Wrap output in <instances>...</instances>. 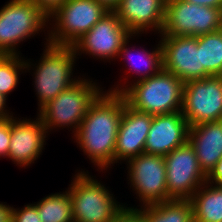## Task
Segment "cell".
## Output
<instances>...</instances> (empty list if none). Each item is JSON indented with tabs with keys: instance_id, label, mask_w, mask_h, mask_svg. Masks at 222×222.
Listing matches in <instances>:
<instances>
[{
	"instance_id": "obj_26",
	"label": "cell",
	"mask_w": 222,
	"mask_h": 222,
	"mask_svg": "<svg viewBox=\"0 0 222 222\" xmlns=\"http://www.w3.org/2000/svg\"><path fill=\"white\" fill-rule=\"evenodd\" d=\"M11 138V117L0 120V157H8Z\"/></svg>"
},
{
	"instance_id": "obj_5",
	"label": "cell",
	"mask_w": 222,
	"mask_h": 222,
	"mask_svg": "<svg viewBox=\"0 0 222 222\" xmlns=\"http://www.w3.org/2000/svg\"><path fill=\"white\" fill-rule=\"evenodd\" d=\"M45 45L44 53L33 73L39 110L79 80L71 78L78 58L73 46L55 45L48 41Z\"/></svg>"
},
{
	"instance_id": "obj_30",
	"label": "cell",
	"mask_w": 222,
	"mask_h": 222,
	"mask_svg": "<svg viewBox=\"0 0 222 222\" xmlns=\"http://www.w3.org/2000/svg\"><path fill=\"white\" fill-rule=\"evenodd\" d=\"M13 207L0 203V222H12Z\"/></svg>"
},
{
	"instance_id": "obj_24",
	"label": "cell",
	"mask_w": 222,
	"mask_h": 222,
	"mask_svg": "<svg viewBox=\"0 0 222 222\" xmlns=\"http://www.w3.org/2000/svg\"><path fill=\"white\" fill-rule=\"evenodd\" d=\"M31 65L30 61L19 55H0V94L7 99L8 94L17 87L20 71L31 70Z\"/></svg>"
},
{
	"instance_id": "obj_32",
	"label": "cell",
	"mask_w": 222,
	"mask_h": 222,
	"mask_svg": "<svg viewBox=\"0 0 222 222\" xmlns=\"http://www.w3.org/2000/svg\"><path fill=\"white\" fill-rule=\"evenodd\" d=\"M6 100L7 99L0 94V120H4L13 116V114L11 115L9 110L6 109Z\"/></svg>"
},
{
	"instance_id": "obj_16",
	"label": "cell",
	"mask_w": 222,
	"mask_h": 222,
	"mask_svg": "<svg viewBox=\"0 0 222 222\" xmlns=\"http://www.w3.org/2000/svg\"><path fill=\"white\" fill-rule=\"evenodd\" d=\"M153 115L136 111L126 104L116 139L114 163L119 160L129 161L131 158L144 153V145L148 136ZM118 161V162H117Z\"/></svg>"
},
{
	"instance_id": "obj_14",
	"label": "cell",
	"mask_w": 222,
	"mask_h": 222,
	"mask_svg": "<svg viewBox=\"0 0 222 222\" xmlns=\"http://www.w3.org/2000/svg\"><path fill=\"white\" fill-rule=\"evenodd\" d=\"M48 134L41 117L36 120L11 117V138L8 158L20 167L30 166L41 155Z\"/></svg>"
},
{
	"instance_id": "obj_4",
	"label": "cell",
	"mask_w": 222,
	"mask_h": 222,
	"mask_svg": "<svg viewBox=\"0 0 222 222\" xmlns=\"http://www.w3.org/2000/svg\"><path fill=\"white\" fill-rule=\"evenodd\" d=\"M74 176L68 187L74 222H112L125 209L89 172L80 171Z\"/></svg>"
},
{
	"instance_id": "obj_21",
	"label": "cell",
	"mask_w": 222,
	"mask_h": 222,
	"mask_svg": "<svg viewBox=\"0 0 222 222\" xmlns=\"http://www.w3.org/2000/svg\"><path fill=\"white\" fill-rule=\"evenodd\" d=\"M133 36H136V34H131L126 39V41L122 44L118 58L120 56L122 57V55H123V57L126 58L127 61L130 60L129 63L131 66H129V68L132 67V69H130V72H133V71L136 72L135 74H137L139 77V79H137V80H142V79L149 78L151 76L156 75L157 73H159L163 69V51H162L160 41L158 43V46L156 48H154L155 50H153L152 52H149V51H146L143 49V51H140L142 54L137 53L139 56V57L136 56L137 61H139V62H137L135 58L131 57L132 53L130 54V52H131L130 48L129 47L127 48V43L130 42L129 40ZM137 52H139V51H137ZM135 61L138 63V65L136 64ZM139 64L140 65L142 64V66L145 67L144 71H143V69L142 70L140 69L141 66H139Z\"/></svg>"
},
{
	"instance_id": "obj_10",
	"label": "cell",
	"mask_w": 222,
	"mask_h": 222,
	"mask_svg": "<svg viewBox=\"0 0 222 222\" xmlns=\"http://www.w3.org/2000/svg\"><path fill=\"white\" fill-rule=\"evenodd\" d=\"M164 160L170 199L189 200L207 180L189 141L164 156Z\"/></svg>"
},
{
	"instance_id": "obj_22",
	"label": "cell",
	"mask_w": 222,
	"mask_h": 222,
	"mask_svg": "<svg viewBox=\"0 0 222 222\" xmlns=\"http://www.w3.org/2000/svg\"><path fill=\"white\" fill-rule=\"evenodd\" d=\"M42 222H74L72 202L68 190L48 195L36 204Z\"/></svg>"
},
{
	"instance_id": "obj_6",
	"label": "cell",
	"mask_w": 222,
	"mask_h": 222,
	"mask_svg": "<svg viewBox=\"0 0 222 222\" xmlns=\"http://www.w3.org/2000/svg\"><path fill=\"white\" fill-rule=\"evenodd\" d=\"M47 18L31 0H11L0 10V55H21L16 45L44 31ZM30 37V38H29Z\"/></svg>"
},
{
	"instance_id": "obj_9",
	"label": "cell",
	"mask_w": 222,
	"mask_h": 222,
	"mask_svg": "<svg viewBox=\"0 0 222 222\" xmlns=\"http://www.w3.org/2000/svg\"><path fill=\"white\" fill-rule=\"evenodd\" d=\"M181 112L189 127L222 120V76L184 83Z\"/></svg>"
},
{
	"instance_id": "obj_29",
	"label": "cell",
	"mask_w": 222,
	"mask_h": 222,
	"mask_svg": "<svg viewBox=\"0 0 222 222\" xmlns=\"http://www.w3.org/2000/svg\"><path fill=\"white\" fill-rule=\"evenodd\" d=\"M206 181L213 185H222V159L217 162Z\"/></svg>"
},
{
	"instance_id": "obj_3",
	"label": "cell",
	"mask_w": 222,
	"mask_h": 222,
	"mask_svg": "<svg viewBox=\"0 0 222 222\" xmlns=\"http://www.w3.org/2000/svg\"><path fill=\"white\" fill-rule=\"evenodd\" d=\"M92 82L81 77L39 110L38 115L48 132L57 127H69L74 128L73 135L77 133L91 104L103 91Z\"/></svg>"
},
{
	"instance_id": "obj_28",
	"label": "cell",
	"mask_w": 222,
	"mask_h": 222,
	"mask_svg": "<svg viewBox=\"0 0 222 222\" xmlns=\"http://www.w3.org/2000/svg\"><path fill=\"white\" fill-rule=\"evenodd\" d=\"M112 222H144L136 210L124 209Z\"/></svg>"
},
{
	"instance_id": "obj_13",
	"label": "cell",
	"mask_w": 222,
	"mask_h": 222,
	"mask_svg": "<svg viewBox=\"0 0 222 222\" xmlns=\"http://www.w3.org/2000/svg\"><path fill=\"white\" fill-rule=\"evenodd\" d=\"M160 36L164 70L173 73L183 83L210 77L204 68L200 67V47L196 37Z\"/></svg>"
},
{
	"instance_id": "obj_15",
	"label": "cell",
	"mask_w": 222,
	"mask_h": 222,
	"mask_svg": "<svg viewBox=\"0 0 222 222\" xmlns=\"http://www.w3.org/2000/svg\"><path fill=\"white\" fill-rule=\"evenodd\" d=\"M189 125L181 111L154 115L144 153L166 156L188 141Z\"/></svg>"
},
{
	"instance_id": "obj_12",
	"label": "cell",
	"mask_w": 222,
	"mask_h": 222,
	"mask_svg": "<svg viewBox=\"0 0 222 222\" xmlns=\"http://www.w3.org/2000/svg\"><path fill=\"white\" fill-rule=\"evenodd\" d=\"M130 35L117 15L109 11L74 44L73 48L77 56L86 53L97 60H115L122 44Z\"/></svg>"
},
{
	"instance_id": "obj_7",
	"label": "cell",
	"mask_w": 222,
	"mask_h": 222,
	"mask_svg": "<svg viewBox=\"0 0 222 222\" xmlns=\"http://www.w3.org/2000/svg\"><path fill=\"white\" fill-rule=\"evenodd\" d=\"M108 12L96 0H67L50 16L55 23L47 31L46 40L55 45L74 46Z\"/></svg>"
},
{
	"instance_id": "obj_17",
	"label": "cell",
	"mask_w": 222,
	"mask_h": 222,
	"mask_svg": "<svg viewBox=\"0 0 222 222\" xmlns=\"http://www.w3.org/2000/svg\"><path fill=\"white\" fill-rule=\"evenodd\" d=\"M165 3L166 0H120L113 12L131 34L139 36L149 29L161 34L165 20Z\"/></svg>"
},
{
	"instance_id": "obj_23",
	"label": "cell",
	"mask_w": 222,
	"mask_h": 222,
	"mask_svg": "<svg viewBox=\"0 0 222 222\" xmlns=\"http://www.w3.org/2000/svg\"><path fill=\"white\" fill-rule=\"evenodd\" d=\"M200 67L210 76H222V29L197 36Z\"/></svg>"
},
{
	"instance_id": "obj_2",
	"label": "cell",
	"mask_w": 222,
	"mask_h": 222,
	"mask_svg": "<svg viewBox=\"0 0 222 222\" xmlns=\"http://www.w3.org/2000/svg\"><path fill=\"white\" fill-rule=\"evenodd\" d=\"M133 83L117 85L109 92L121 93L132 109L153 116L182 111L184 83L173 73L162 69L154 76L135 79Z\"/></svg>"
},
{
	"instance_id": "obj_25",
	"label": "cell",
	"mask_w": 222,
	"mask_h": 222,
	"mask_svg": "<svg viewBox=\"0 0 222 222\" xmlns=\"http://www.w3.org/2000/svg\"><path fill=\"white\" fill-rule=\"evenodd\" d=\"M24 208L12 211V222H42L35 204L24 205Z\"/></svg>"
},
{
	"instance_id": "obj_8",
	"label": "cell",
	"mask_w": 222,
	"mask_h": 222,
	"mask_svg": "<svg viewBox=\"0 0 222 222\" xmlns=\"http://www.w3.org/2000/svg\"><path fill=\"white\" fill-rule=\"evenodd\" d=\"M222 29V8L166 0L165 20L161 35L201 36Z\"/></svg>"
},
{
	"instance_id": "obj_11",
	"label": "cell",
	"mask_w": 222,
	"mask_h": 222,
	"mask_svg": "<svg viewBox=\"0 0 222 222\" xmlns=\"http://www.w3.org/2000/svg\"><path fill=\"white\" fill-rule=\"evenodd\" d=\"M126 163L130 187L142 201L141 207L171 200L167 194L164 156L142 153Z\"/></svg>"
},
{
	"instance_id": "obj_18",
	"label": "cell",
	"mask_w": 222,
	"mask_h": 222,
	"mask_svg": "<svg viewBox=\"0 0 222 222\" xmlns=\"http://www.w3.org/2000/svg\"><path fill=\"white\" fill-rule=\"evenodd\" d=\"M188 141L195 150L201 170L208 176L222 159V120L189 127Z\"/></svg>"
},
{
	"instance_id": "obj_1",
	"label": "cell",
	"mask_w": 222,
	"mask_h": 222,
	"mask_svg": "<svg viewBox=\"0 0 222 222\" xmlns=\"http://www.w3.org/2000/svg\"><path fill=\"white\" fill-rule=\"evenodd\" d=\"M123 110L124 96L121 93L103 91L91 104L74 135L80 149L102 171L114 163Z\"/></svg>"
},
{
	"instance_id": "obj_33",
	"label": "cell",
	"mask_w": 222,
	"mask_h": 222,
	"mask_svg": "<svg viewBox=\"0 0 222 222\" xmlns=\"http://www.w3.org/2000/svg\"><path fill=\"white\" fill-rule=\"evenodd\" d=\"M96 1L102 4L109 11H113L120 2V0H96Z\"/></svg>"
},
{
	"instance_id": "obj_19",
	"label": "cell",
	"mask_w": 222,
	"mask_h": 222,
	"mask_svg": "<svg viewBox=\"0 0 222 222\" xmlns=\"http://www.w3.org/2000/svg\"><path fill=\"white\" fill-rule=\"evenodd\" d=\"M189 200L194 222H222V185L206 181Z\"/></svg>"
},
{
	"instance_id": "obj_20",
	"label": "cell",
	"mask_w": 222,
	"mask_h": 222,
	"mask_svg": "<svg viewBox=\"0 0 222 222\" xmlns=\"http://www.w3.org/2000/svg\"><path fill=\"white\" fill-rule=\"evenodd\" d=\"M125 209L136 210L144 222H194L190 200L171 199L140 209L127 206Z\"/></svg>"
},
{
	"instance_id": "obj_27",
	"label": "cell",
	"mask_w": 222,
	"mask_h": 222,
	"mask_svg": "<svg viewBox=\"0 0 222 222\" xmlns=\"http://www.w3.org/2000/svg\"><path fill=\"white\" fill-rule=\"evenodd\" d=\"M38 9L51 21L52 16L67 0H31Z\"/></svg>"
},
{
	"instance_id": "obj_31",
	"label": "cell",
	"mask_w": 222,
	"mask_h": 222,
	"mask_svg": "<svg viewBox=\"0 0 222 222\" xmlns=\"http://www.w3.org/2000/svg\"><path fill=\"white\" fill-rule=\"evenodd\" d=\"M188 3H194L196 5L208 6L212 8H222V0H184Z\"/></svg>"
}]
</instances>
